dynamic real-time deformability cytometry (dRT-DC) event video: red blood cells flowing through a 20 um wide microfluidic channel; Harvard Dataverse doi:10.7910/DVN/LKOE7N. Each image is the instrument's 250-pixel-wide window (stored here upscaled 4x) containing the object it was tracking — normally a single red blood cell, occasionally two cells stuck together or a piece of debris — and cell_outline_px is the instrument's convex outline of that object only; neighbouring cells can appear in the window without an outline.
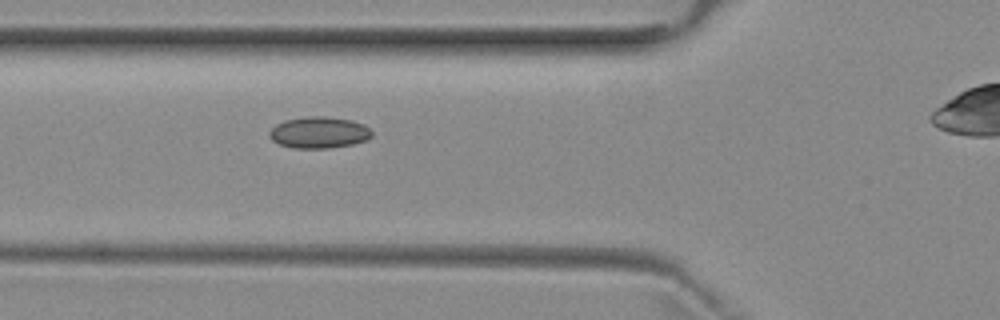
{"species": "common noctule bat (a hibernating species)", "species_latin": "Nyctalus noctula", "temperature_condition": "room temperature", "stored_images_in_passage": 7, "camera_frame_rate_fps": 3000, "um_per_image_px": 0.085, "animal": {"sex": "female", "body_mass_g": 29.2, "forearm_length_mm": 56.3}, "frame": {"image": 1, "passage_image": 6, "time_ms": 5.667, "image_size_px": [1000, 320], "cell_outline_px": [[372, 136], [364, 140], [352, 144], [328, 148], [292, 148], [280, 144], [272, 140], [268, 136], [268, 132], [276, 124], [284, 120], [308, 116], [328, 116], [352, 120], [364, 124], [372, 132]], "centroid_in_image_um": [27.09, 11.25], "position_along_channel_um": 98.7, "area_um2": 18.84}}